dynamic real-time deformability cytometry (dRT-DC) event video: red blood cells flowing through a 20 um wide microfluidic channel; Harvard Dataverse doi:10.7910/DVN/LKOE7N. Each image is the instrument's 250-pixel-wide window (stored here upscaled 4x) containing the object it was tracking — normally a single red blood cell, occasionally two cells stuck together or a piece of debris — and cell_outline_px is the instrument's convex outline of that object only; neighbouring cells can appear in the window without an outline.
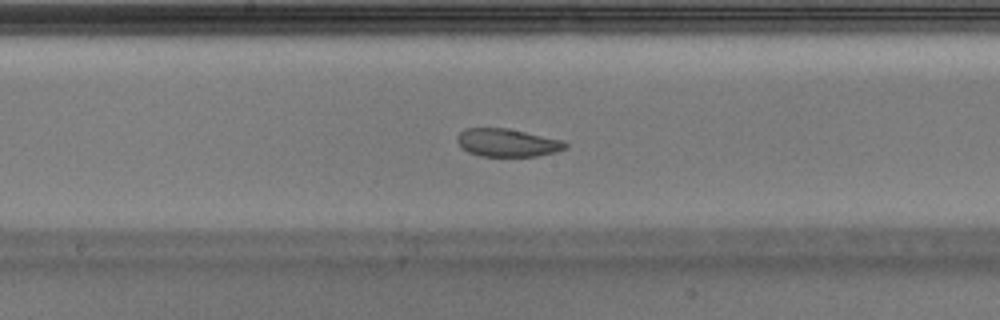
{"species": "Egyptian fruit bat (a non-hibernating species)", "species_latin": "Rousettus aegyptiacus", "temperature_condition": "warm", "stored_images_in_passage": 44, "camera_frame_rate_fps": 3000, "um_per_image_px": 0.085, "animal": {"sex": "male"}, "frame": {"image": 1, "passage_image": 19, "time_ms": 6.0, "image_size_px": [1000, 320], "cell_outline_px": [[568, 148], [556, 152], [536, 156], [480, 156], [468, 152], [460, 148], [456, 140], [456, 136], [464, 128], [508, 128], [564, 140], [568, 144]], "centroid_in_image_um": [43.12, 12.13], "position_along_channel_um": 205.1, "area_um2": 17.92}}
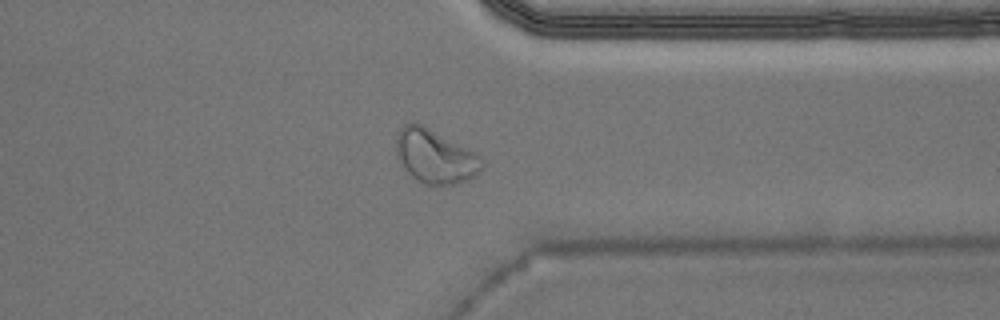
{"frame": {"image": 2, "passage_image": 32, "time_ms": 10.333, "image_size_px": [1000, 320], "cell_outline_px": [[484, 164], [468, 180], [456, 184], [424, 184], [416, 180], [400, 164], [396, 156], [396, 136], [400, 128], [404, 124], [420, 124], [476, 152], [484, 160]], "centroid_in_image_um": [36.96, 13.3], "position_along_channel_um": 374.4, "area_um2": 26.59}, "authors_computed_cell_mechanics": {"area_um2": 19.9699, "velocity_mm_per_s": 3.9592, "shape_relaxation_time_tau1_ms": null, "shape_relaxation_time_tau2_ms": 2.33, "deformation_change_tau1": null, "deformation_change_tau2": 0.072}}